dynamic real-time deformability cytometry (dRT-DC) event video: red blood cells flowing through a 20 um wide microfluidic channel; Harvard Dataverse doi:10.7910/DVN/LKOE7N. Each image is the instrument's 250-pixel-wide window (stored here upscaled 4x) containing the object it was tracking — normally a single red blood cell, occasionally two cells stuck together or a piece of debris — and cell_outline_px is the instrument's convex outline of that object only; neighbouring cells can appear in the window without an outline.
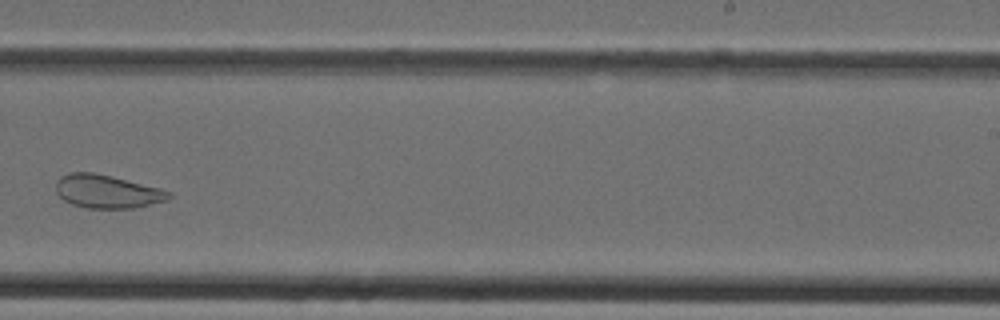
{"species": "Egyptian fruit bat (a non-hibernating species)", "species_latin": "Rousettus aegyptiacus", "temperature_condition": "cold", "stored_images_in_passage": 35, "camera_frame_rate_fps": 3000, "um_per_image_px": 0.085, "animal": {"sex": "female"}, "frame": {"image": 1, "passage_image": 21, "time_ms": 6.667, "image_size_px": [1000, 320], "cell_outline_px": [[172, 196], [168, 200], [132, 208], [88, 208], [72, 204], [64, 200], [56, 192], [56, 180], [60, 176], [68, 172], [92, 172], [112, 176], [160, 188], [172, 192]], "centroid_in_image_um": [9.09, 16.26], "position_along_channel_um": 279.9, "area_um2": 21.96}}
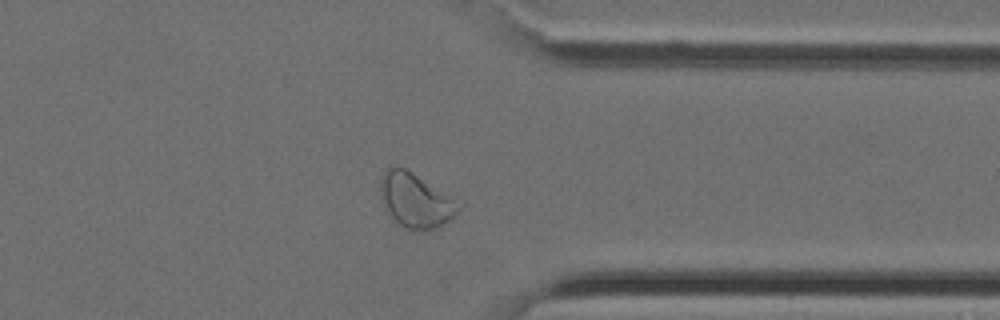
{"frame": {"image": 2, "passage_image": 27, "time_ms": 8.667, "image_size_px": [1000, 320], "cell_outline_px": [[468, 204], [456, 216], [432, 228], [404, 228], [396, 224], [392, 220], [380, 200], [380, 184], [384, 172], [388, 168], [404, 168], [412, 172], [464, 200]], "centroid_in_image_um": [35.43, 17.02], "position_along_channel_um": 376.0, "area_um2": 25.49}}
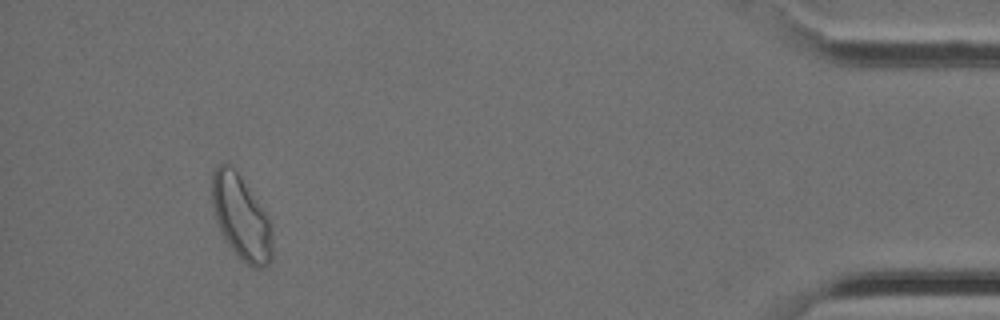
{"frame": {"image": 3, "passage_image": 33, "time_ms": 10.667, "image_size_px": [1000, 320], "cell_outline_px": [[272, 260], [264, 268], [252, 268], [224, 240], [212, 204], [212, 172], [224, 160], [240, 176], [272, 224]], "centroid_in_image_um": [20.51, 18.5], "position_along_channel_um": 414.7, "area_um2": 29.07}}